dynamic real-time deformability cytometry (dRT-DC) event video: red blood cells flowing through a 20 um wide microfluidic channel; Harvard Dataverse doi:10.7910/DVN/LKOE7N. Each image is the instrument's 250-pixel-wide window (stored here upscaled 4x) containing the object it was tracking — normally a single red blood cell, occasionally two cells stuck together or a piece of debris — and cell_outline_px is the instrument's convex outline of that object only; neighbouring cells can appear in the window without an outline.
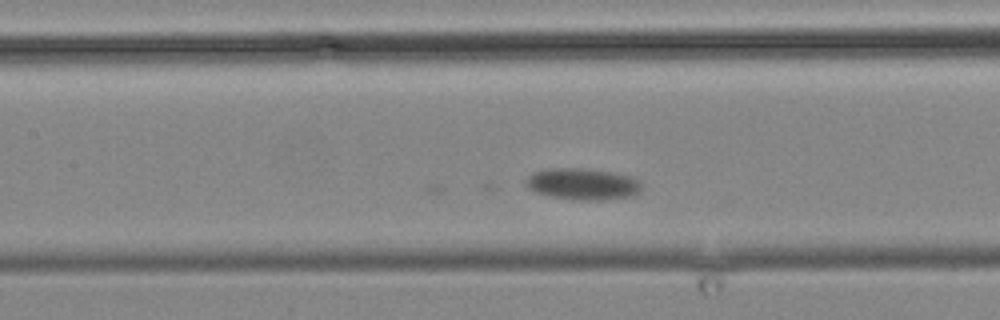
{"species": "common noctule bat (a hibernating species)", "species_latin": "Nyctalus noctula", "temperature_condition": "cold", "stored_images_in_passage": 19, "camera_frame_rate_fps": 3000, "um_per_image_px": 0.085, "animal": {"sex": "male", "body_mass_g": 19.2, "forearm_length_mm": 51.8}, "frame": {"image": 1, "passage_image": 8, "time_ms": 9.0, "image_size_px": [1000, 320], "cell_outline_px": [[640, 192], [628, 196], [600, 200], [576, 200], [552, 196], [536, 192], [528, 188], [524, 184], [524, 180], [532, 172], [552, 168], [580, 168], [612, 172], [632, 176], [640, 184]], "centroid_in_image_um": [49.47, 15.63], "position_along_channel_um": 157.9, "area_um2": 21.1}}
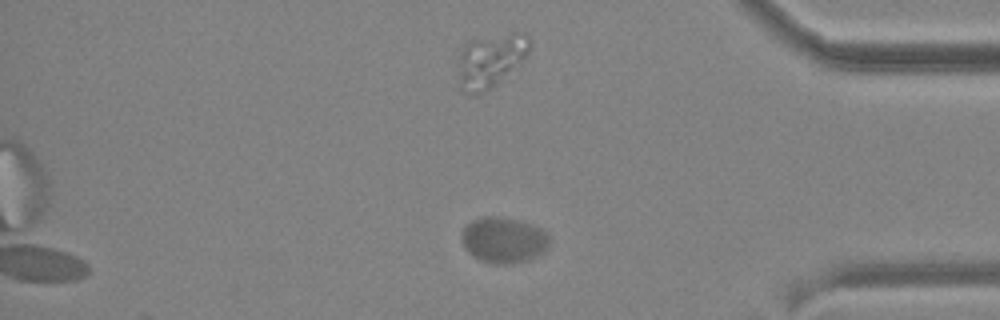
{"frame": {"image": 2, "passage_image": 19, "time_ms": 22.667, "image_size_px": [1000, 320], "cell_outline_px": [[548, 248], [544, 252], [528, 260], [512, 264], [492, 264], [480, 260], [472, 256], [464, 248], [460, 232], [472, 220], [480, 216], [496, 216], [520, 220], [532, 224], [540, 228], [548, 236]], "centroid_in_image_um": [42.78, 20.4], "position_along_channel_um": 392.4, "area_um2": 23.7}}